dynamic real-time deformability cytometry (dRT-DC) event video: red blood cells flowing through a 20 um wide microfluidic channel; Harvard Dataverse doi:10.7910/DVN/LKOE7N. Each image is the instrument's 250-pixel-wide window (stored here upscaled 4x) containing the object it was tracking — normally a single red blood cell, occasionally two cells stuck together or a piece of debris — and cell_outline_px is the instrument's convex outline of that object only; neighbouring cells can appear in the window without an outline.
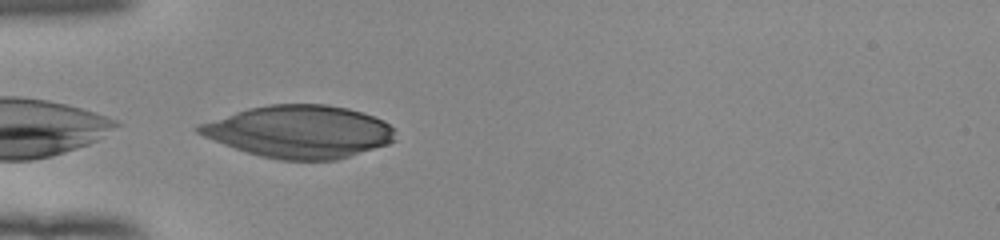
{"species": "human", "species_latin": "Homo sapiens", "temperature_condition": "room temperature", "stored_images_in_passage": 25, "camera_frame_rate_fps": 3000, "um_per_image_px": 0.085, "donor": {"sex": "female"}, "frame": {"image": 1, "passage_image": 1, "time_ms": 0.0, "image_size_px": [1000, 240], "cell_outline_px": [[396, 140], [388, 144], [336, 160], [280, 160], [260, 156], [224, 144], [204, 136], [196, 132], [196, 124], [248, 108], [268, 104], [328, 104], [348, 108], [384, 120], [392, 128]], "centroid_in_image_um": [25.43, 11.18], "position_along_channel_um": 59.6, "area_um2": 59.88}}
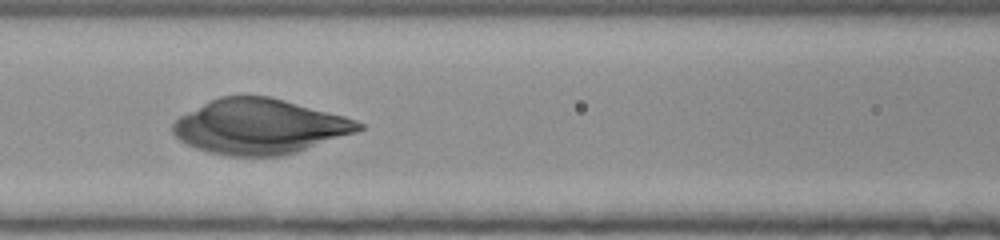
{"frame": {"image": 2, "passage_image": 8, "time_ms": 2.333, "image_size_px": [1000, 240], "cell_outline_px": [[364, 128], [356, 132], [296, 152], [280, 156], [228, 156], [208, 152], [196, 148], [180, 140], [172, 132], [172, 124], [180, 116], [220, 96], [268, 96], [284, 100], [344, 116], [356, 120], [364, 124]], "centroid_in_image_um": [22.06, 10.76], "position_along_channel_um": 144.5, "area_um2": 58.96}}
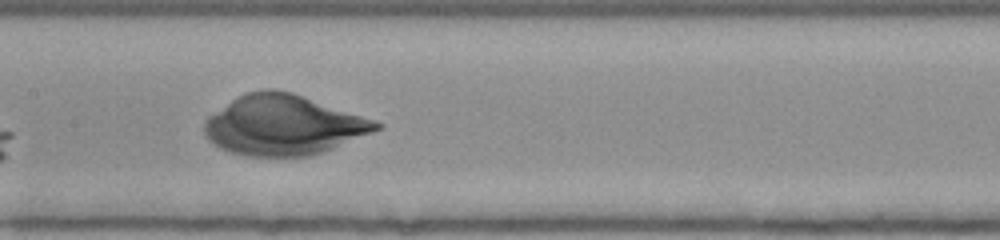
{"frame": {"image": 3, "passage_image": 11, "time_ms": 3.333, "image_size_px": [1000, 240], "cell_outline_px": [[384, 128], [320, 152], [308, 156], [244, 156], [220, 148], [208, 140], [204, 132], [204, 120], [208, 116], [236, 96], [248, 92], [264, 88], [272, 88], [292, 92], [376, 120], [384, 124]], "centroid_in_image_um": [24.07, 10.61], "position_along_channel_um": 183.3, "area_um2": 60.11}}